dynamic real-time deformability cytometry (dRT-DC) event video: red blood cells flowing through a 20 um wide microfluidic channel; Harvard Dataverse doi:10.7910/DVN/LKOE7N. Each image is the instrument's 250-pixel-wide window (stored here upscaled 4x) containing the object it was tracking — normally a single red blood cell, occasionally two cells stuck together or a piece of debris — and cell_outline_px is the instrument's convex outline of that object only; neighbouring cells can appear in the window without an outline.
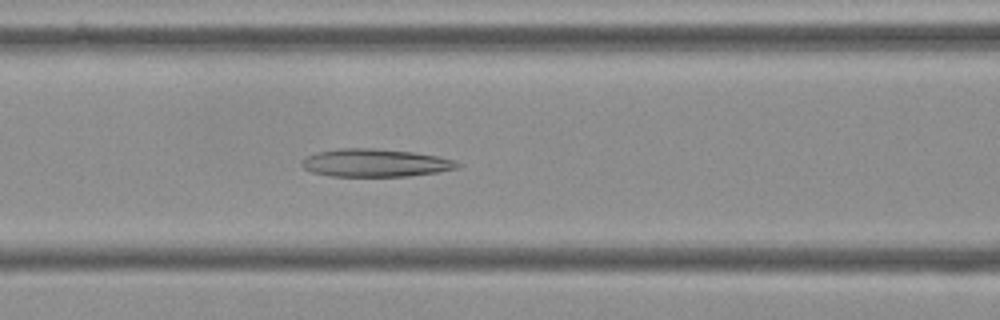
{"species": "Egyptian fruit bat (a non-hibernating species)", "species_latin": "Rousettus aegyptiacus", "temperature_condition": "cold", "stored_images_in_passage": 49, "camera_frame_rate_fps": 3000, "um_per_image_px": 0.085, "frame": {"image": 1, "passage_image": 17, "time_ms": 5.333, "image_size_px": [1000, 320], "cell_outline_px": [[460, 168], [436, 172], [408, 176], [332, 176], [312, 172], [304, 168], [300, 164], [300, 160], [304, 156], [316, 152], [340, 148], [376, 148], [412, 152], [436, 156], [452, 160], [460, 164]], "centroid_in_image_um": [31.83, 13.84], "position_along_channel_um": 134.8, "area_um2": 25.32}}
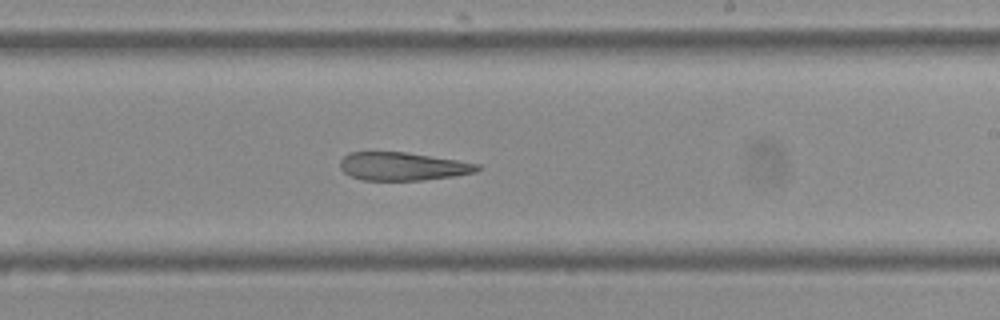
{"frame": {"image": 2, "passage_image": 27, "time_ms": 8.667, "image_size_px": [1000, 320], "cell_outline_px": [[480, 168], [476, 172], [452, 176], [424, 180], [364, 180], [352, 176], [344, 172], [340, 168], [340, 160], [348, 152], [408, 152], [480, 164]], "centroid_in_image_um": [34.21, 14.13], "position_along_channel_um": 254.8, "area_um2": 22.43}}
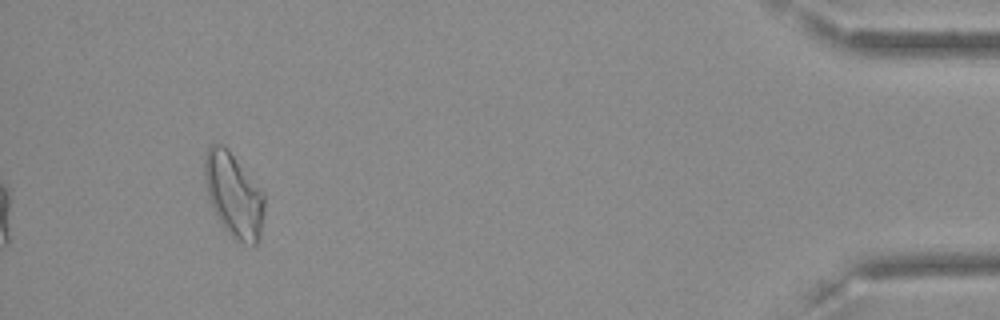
{"frame": {"image": 3, "passage_image": 46, "time_ms": 15.0, "image_size_px": [1000, 320], "cell_outline_px": [[264, 216], [260, 236], [256, 244], [244, 244], [236, 240], [224, 228], [212, 208], [208, 196], [204, 176], [204, 160], [208, 144], [216, 140], [224, 144], [228, 148], [264, 192]], "centroid_in_image_um": [19.86, 16.51], "position_along_channel_um": 415.3, "area_um2": 29.77}}